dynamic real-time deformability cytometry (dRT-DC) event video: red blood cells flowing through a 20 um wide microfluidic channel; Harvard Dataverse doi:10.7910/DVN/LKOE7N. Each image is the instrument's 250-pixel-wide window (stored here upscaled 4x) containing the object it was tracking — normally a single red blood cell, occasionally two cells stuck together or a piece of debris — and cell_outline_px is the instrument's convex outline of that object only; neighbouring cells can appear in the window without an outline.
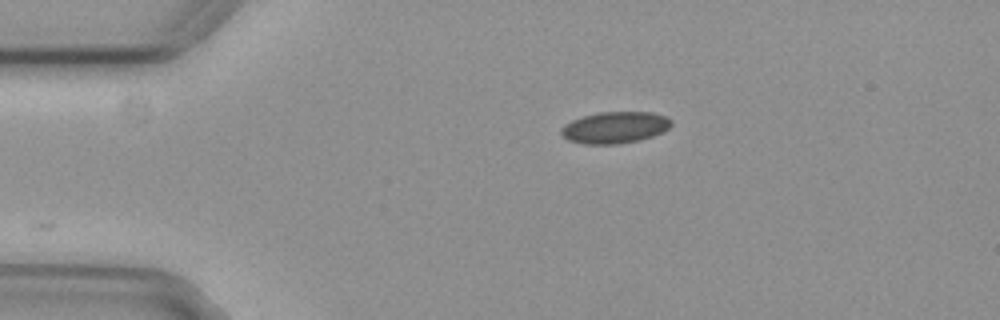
{"species": "common noctule bat (a hibernating species)", "species_latin": "Nyctalus noctula", "temperature_condition": "cold", "stored_images_in_passage": 32, "camera_frame_rate_fps": 3000, "um_per_image_px": 0.085, "animal": {"sex": "female", "body_mass_g": 29.2, "forearm_length_mm": 56.3}, "frame": {"image": 1, "passage_image": 1, "time_ms": 0.0, "image_size_px": [1000, 320], "cell_outline_px": [[672, 124], [668, 128], [652, 136], [620, 144], [584, 144], [568, 140], [560, 132], [560, 128], [564, 124], [572, 120], [584, 116], [600, 112], [652, 112], [668, 116], [672, 120]], "centroid_in_image_um": [52.26, 10.83], "position_along_channel_um": 32.7, "area_um2": 20.23}}
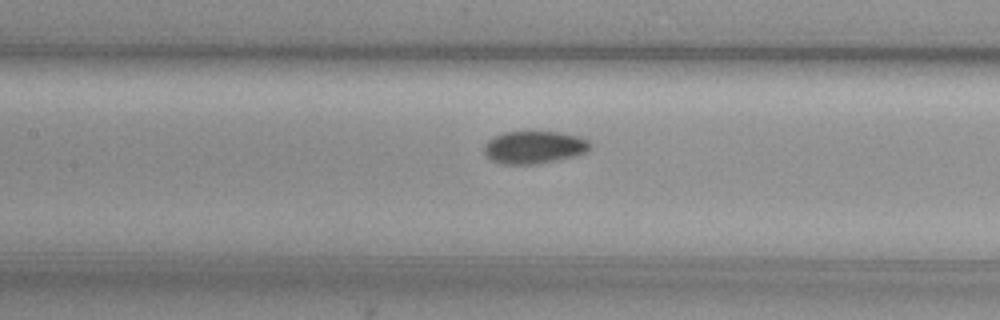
{"frame": {"image": 2, "passage_image": 15, "time_ms": 4.667, "image_size_px": [1000, 320], "cell_outline_px": [[592, 148], [576, 156], [536, 164], [500, 164], [492, 160], [484, 152], [484, 148], [488, 140], [504, 132], [528, 128], [560, 132], [580, 136], [588, 140], [592, 144]], "centroid_in_image_um": [45.43, 12.46], "position_along_channel_um": 162.0, "area_um2": 20.92}}
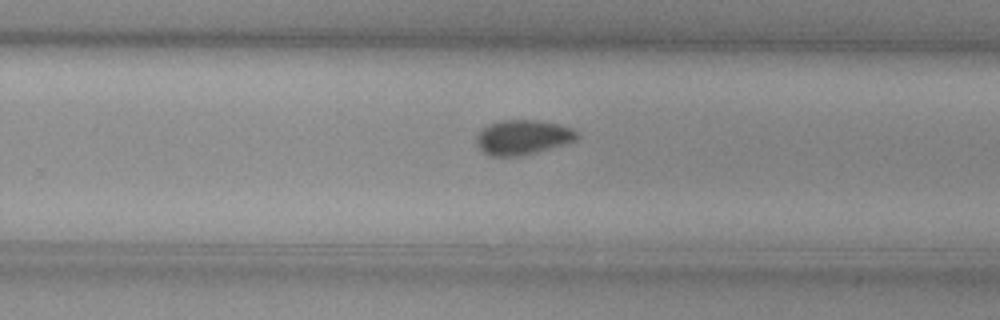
{"frame": {"image": 3, "passage_image": 25, "time_ms": 8.0, "image_size_px": [1000, 320], "cell_outline_px": [[580, 136], [576, 140], [564, 144], [536, 152], [516, 156], [492, 156], [484, 152], [480, 148], [476, 140], [476, 136], [488, 124], [500, 120], [540, 120], [560, 124], [572, 128]], "centroid_in_image_um": [44.46, 11.65], "position_along_channel_um": 285.3, "area_um2": 20.23}, "authors_computed_cell_mechanics": {"area_um2": 20.2589, "velocity_mm_per_s": 3.7132, "shape_relaxation_time_tau1_ms": null, "shape_relaxation_time_tau2_ms": 2.3453, "deformation_change_tau1": null, "deformation_change_tau2": 0.0447}}